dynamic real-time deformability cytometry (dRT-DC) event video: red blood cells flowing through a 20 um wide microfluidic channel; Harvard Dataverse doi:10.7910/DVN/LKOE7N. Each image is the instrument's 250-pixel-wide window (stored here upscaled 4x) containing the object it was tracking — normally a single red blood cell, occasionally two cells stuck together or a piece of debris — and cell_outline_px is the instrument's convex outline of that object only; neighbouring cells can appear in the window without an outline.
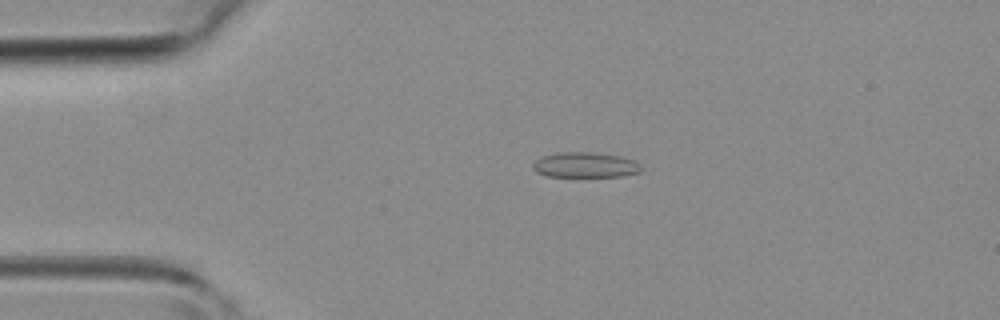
{"species": "common noctule bat (a hibernating species)", "species_latin": "Nyctalus noctula", "temperature_condition": "room temperature", "stored_images_in_passage": 44, "camera_frame_rate_fps": 3000, "um_per_image_px": 0.085, "animal": {"sex": "female", "body_mass_g": 19.3, "forearm_length_mm": 54.1}, "frame": {"image": 1, "passage_image": 10, "time_ms": 3.0, "image_size_px": [1000, 320], "cell_outline_px": [[640, 172], [624, 176], [548, 176], [536, 172], [532, 168], [532, 164], [540, 156], [556, 152], [592, 152], [620, 156], [636, 160], [640, 164]], "centroid_in_image_um": [49.72, 14.01], "position_along_channel_um": 35.3, "area_um2": 16.07}}
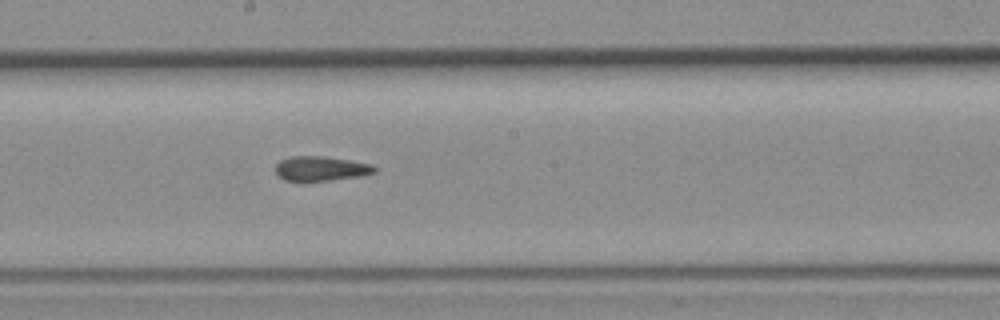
{"frame": {"image": 2, "passage_image": 24, "time_ms": 7.667, "image_size_px": [1000, 320], "cell_outline_px": [[376, 172], [364, 176], [304, 184], [300, 184], [284, 180], [276, 176], [276, 164], [280, 160], [288, 156], [324, 156], [372, 164], [376, 168]], "centroid_in_image_um": [27.22, 14.38], "position_along_channel_um": 221.0, "area_um2": 15.09}}
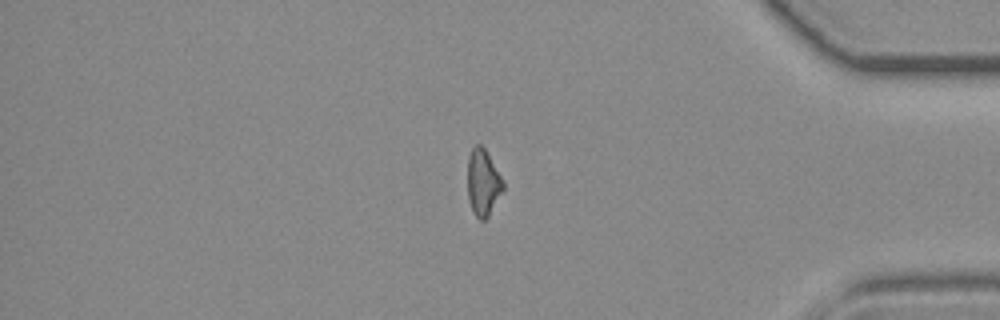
{"frame": {"image": 3, "passage_image": 37, "time_ms": 12.0, "image_size_px": [1000, 320], "cell_outline_px": [[504, 188], [488, 216], [484, 220], [480, 220], [472, 212], [468, 196], [468, 156], [472, 148], [476, 144], [480, 144], [484, 148], [504, 180]], "centroid_in_image_um": [41.05, 15.51], "position_along_channel_um": 394.1, "area_um2": 13.7}}